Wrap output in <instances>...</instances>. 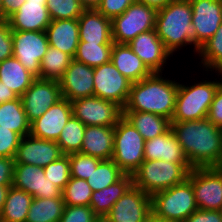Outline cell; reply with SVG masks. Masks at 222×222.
<instances>
[{
    "mask_svg": "<svg viewBox=\"0 0 222 222\" xmlns=\"http://www.w3.org/2000/svg\"><path fill=\"white\" fill-rule=\"evenodd\" d=\"M145 140L123 116L114 126L112 160L125 173L132 175L144 159Z\"/></svg>",
    "mask_w": 222,
    "mask_h": 222,
    "instance_id": "52a82bcc",
    "label": "cell"
},
{
    "mask_svg": "<svg viewBox=\"0 0 222 222\" xmlns=\"http://www.w3.org/2000/svg\"><path fill=\"white\" fill-rule=\"evenodd\" d=\"M158 10L135 1L123 14L111 20L112 40L128 44L141 33L155 29Z\"/></svg>",
    "mask_w": 222,
    "mask_h": 222,
    "instance_id": "ba28073f",
    "label": "cell"
},
{
    "mask_svg": "<svg viewBox=\"0 0 222 222\" xmlns=\"http://www.w3.org/2000/svg\"><path fill=\"white\" fill-rule=\"evenodd\" d=\"M79 39L89 43H114L111 20L96 8L85 9L78 18Z\"/></svg>",
    "mask_w": 222,
    "mask_h": 222,
    "instance_id": "7402d4cb",
    "label": "cell"
},
{
    "mask_svg": "<svg viewBox=\"0 0 222 222\" xmlns=\"http://www.w3.org/2000/svg\"><path fill=\"white\" fill-rule=\"evenodd\" d=\"M191 169L189 163L144 160L132 174L133 185L152 196L184 182Z\"/></svg>",
    "mask_w": 222,
    "mask_h": 222,
    "instance_id": "5b68a950",
    "label": "cell"
},
{
    "mask_svg": "<svg viewBox=\"0 0 222 222\" xmlns=\"http://www.w3.org/2000/svg\"><path fill=\"white\" fill-rule=\"evenodd\" d=\"M123 116L135 127L145 141L161 136L171 128V121L150 112L123 111Z\"/></svg>",
    "mask_w": 222,
    "mask_h": 222,
    "instance_id": "f1b7e54d",
    "label": "cell"
},
{
    "mask_svg": "<svg viewBox=\"0 0 222 222\" xmlns=\"http://www.w3.org/2000/svg\"><path fill=\"white\" fill-rule=\"evenodd\" d=\"M64 207L63 198H34L25 222H59Z\"/></svg>",
    "mask_w": 222,
    "mask_h": 222,
    "instance_id": "1f68e13d",
    "label": "cell"
},
{
    "mask_svg": "<svg viewBox=\"0 0 222 222\" xmlns=\"http://www.w3.org/2000/svg\"><path fill=\"white\" fill-rule=\"evenodd\" d=\"M124 175L125 173L112 159L102 160L86 181L94 192L107 188Z\"/></svg>",
    "mask_w": 222,
    "mask_h": 222,
    "instance_id": "8d00e7d4",
    "label": "cell"
},
{
    "mask_svg": "<svg viewBox=\"0 0 222 222\" xmlns=\"http://www.w3.org/2000/svg\"><path fill=\"white\" fill-rule=\"evenodd\" d=\"M85 128L86 126L73 115L69 118L56 141L63 154L80 152Z\"/></svg>",
    "mask_w": 222,
    "mask_h": 222,
    "instance_id": "d590c367",
    "label": "cell"
},
{
    "mask_svg": "<svg viewBox=\"0 0 222 222\" xmlns=\"http://www.w3.org/2000/svg\"><path fill=\"white\" fill-rule=\"evenodd\" d=\"M13 57L36 78L40 63L49 48L46 31H12Z\"/></svg>",
    "mask_w": 222,
    "mask_h": 222,
    "instance_id": "8fae6325",
    "label": "cell"
},
{
    "mask_svg": "<svg viewBox=\"0 0 222 222\" xmlns=\"http://www.w3.org/2000/svg\"><path fill=\"white\" fill-rule=\"evenodd\" d=\"M136 0H101L96 9L106 18H113L123 14Z\"/></svg>",
    "mask_w": 222,
    "mask_h": 222,
    "instance_id": "ee69618b",
    "label": "cell"
},
{
    "mask_svg": "<svg viewBox=\"0 0 222 222\" xmlns=\"http://www.w3.org/2000/svg\"><path fill=\"white\" fill-rule=\"evenodd\" d=\"M63 155L56 141L29 134L21 138L14 161L15 164H31L43 168Z\"/></svg>",
    "mask_w": 222,
    "mask_h": 222,
    "instance_id": "e0dca14e",
    "label": "cell"
},
{
    "mask_svg": "<svg viewBox=\"0 0 222 222\" xmlns=\"http://www.w3.org/2000/svg\"><path fill=\"white\" fill-rule=\"evenodd\" d=\"M184 222H222L221 211L195 210Z\"/></svg>",
    "mask_w": 222,
    "mask_h": 222,
    "instance_id": "7dc6e473",
    "label": "cell"
},
{
    "mask_svg": "<svg viewBox=\"0 0 222 222\" xmlns=\"http://www.w3.org/2000/svg\"><path fill=\"white\" fill-rule=\"evenodd\" d=\"M21 138L18 133L0 126V157L14 159Z\"/></svg>",
    "mask_w": 222,
    "mask_h": 222,
    "instance_id": "7bdbcfd3",
    "label": "cell"
},
{
    "mask_svg": "<svg viewBox=\"0 0 222 222\" xmlns=\"http://www.w3.org/2000/svg\"><path fill=\"white\" fill-rule=\"evenodd\" d=\"M152 213L171 222H184L195 210V194L192 183L184 182L151 196Z\"/></svg>",
    "mask_w": 222,
    "mask_h": 222,
    "instance_id": "8992f818",
    "label": "cell"
},
{
    "mask_svg": "<svg viewBox=\"0 0 222 222\" xmlns=\"http://www.w3.org/2000/svg\"><path fill=\"white\" fill-rule=\"evenodd\" d=\"M94 68L72 60L59 80L62 97L69 101L94 96Z\"/></svg>",
    "mask_w": 222,
    "mask_h": 222,
    "instance_id": "ffe728a7",
    "label": "cell"
},
{
    "mask_svg": "<svg viewBox=\"0 0 222 222\" xmlns=\"http://www.w3.org/2000/svg\"><path fill=\"white\" fill-rule=\"evenodd\" d=\"M133 185V177L125 174L120 180L111 184L107 188L94 191L90 200V207L94 214L100 219L109 213L114 203L122 197L128 189Z\"/></svg>",
    "mask_w": 222,
    "mask_h": 222,
    "instance_id": "4316f807",
    "label": "cell"
},
{
    "mask_svg": "<svg viewBox=\"0 0 222 222\" xmlns=\"http://www.w3.org/2000/svg\"><path fill=\"white\" fill-rule=\"evenodd\" d=\"M90 206L65 205L59 222H99Z\"/></svg>",
    "mask_w": 222,
    "mask_h": 222,
    "instance_id": "b9f144b4",
    "label": "cell"
},
{
    "mask_svg": "<svg viewBox=\"0 0 222 222\" xmlns=\"http://www.w3.org/2000/svg\"><path fill=\"white\" fill-rule=\"evenodd\" d=\"M152 213L151 196L132 185L112 206L103 222H145Z\"/></svg>",
    "mask_w": 222,
    "mask_h": 222,
    "instance_id": "4fadbf2b",
    "label": "cell"
},
{
    "mask_svg": "<svg viewBox=\"0 0 222 222\" xmlns=\"http://www.w3.org/2000/svg\"><path fill=\"white\" fill-rule=\"evenodd\" d=\"M24 3L25 0H2V20H7Z\"/></svg>",
    "mask_w": 222,
    "mask_h": 222,
    "instance_id": "681fc988",
    "label": "cell"
},
{
    "mask_svg": "<svg viewBox=\"0 0 222 222\" xmlns=\"http://www.w3.org/2000/svg\"><path fill=\"white\" fill-rule=\"evenodd\" d=\"M193 186L198 209L222 208V167L192 168L187 178Z\"/></svg>",
    "mask_w": 222,
    "mask_h": 222,
    "instance_id": "9c48e42d",
    "label": "cell"
},
{
    "mask_svg": "<svg viewBox=\"0 0 222 222\" xmlns=\"http://www.w3.org/2000/svg\"><path fill=\"white\" fill-rule=\"evenodd\" d=\"M93 190L86 180L71 177L62 190L65 205L89 206Z\"/></svg>",
    "mask_w": 222,
    "mask_h": 222,
    "instance_id": "74e56055",
    "label": "cell"
},
{
    "mask_svg": "<svg viewBox=\"0 0 222 222\" xmlns=\"http://www.w3.org/2000/svg\"><path fill=\"white\" fill-rule=\"evenodd\" d=\"M137 2L146 4L147 6L153 7L156 10L164 8L169 2L173 0H136Z\"/></svg>",
    "mask_w": 222,
    "mask_h": 222,
    "instance_id": "816d5d0a",
    "label": "cell"
},
{
    "mask_svg": "<svg viewBox=\"0 0 222 222\" xmlns=\"http://www.w3.org/2000/svg\"><path fill=\"white\" fill-rule=\"evenodd\" d=\"M59 81L36 78L21 96L29 122L40 118L52 105L62 99Z\"/></svg>",
    "mask_w": 222,
    "mask_h": 222,
    "instance_id": "9a60e30c",
    "label": "cell"
},
{
    "mask_svg": "<svg viewBox=\"0 0 222 222\" xmlns=\"http://www.w3.org/2000/svg\"><path fill=\"white\" fill-rule=\"evenodd\" d=\"M12 186L34 198H63L62 190L46 178L44 169L31 164H15Z\"/></svg>",
    "mask_w": 222,
    "mask_h": 222,
    "instance_id": "2e32d148",
    "label": "cell"
},
{
    "mask_svg": "<svg viewBox=\"0 0 222 222\" xmlns=\"http://www.w3.org/2000/svg\"><path fill=\"white\" fill-rule=\"evenodd\" d=\"M19 98L17 94H15L10 88H7L3 85L2 81H0V101L1 103L7 102L10 100H16Z\"/></svg>",
    "mask_w": 222,
    "mask_h": 222,
    "instance_id": "f907efd6",
    "label": "cell"
},
{
    "mask_svg": "<svg viewBox=\"0 0 222 222\" xmlns=\"http://www.w3.org/2000/svg\"><path fill=\"white\" fill-rule=\"evenodd\" d=\"M0 20H2V0H0Z\"/></svg>",
    "mask_w": 222,
    "mask_h": 222,
    "instance_id": "6f0895ef",
    "label": "cell"
},
{
    "mask_svg": "<svg viewBox=\"0 0 222 222\" xmlns=\"http://www.w3.org/2000/svg\"><path fill=\"white\" fill-rule=\"evenodd\" d=\"M13 56L12 29L8 20H0V62Z\"/></svg>",
    "mask_w": 222,
    "mask_h": 222,
    "instance_id": "f6af8a7d",
    "label": "cell"
},
{
    "mask_svg": "<svg viewBox=\"0 0 222 222\" xmlns=\"http://www.w3.org/2000/svg\"><path fill=\"white\" fill-rule=\"evenodd\" d=\"M10 187L11 186H2V185H0V214L3 210L4 203H5V200L7 198L8 191H9Z\"/></svg>",
    "mask_w": 222,
    "mask_h": 222,
    "instance_id": "f5cc1de1",
    "label": "cell"
},
{
    "mask_svg": "<svg viewBox=\"0 0 222 222\" xmlns=\"http://www.w3.org/2000/svg\"><path fill=\"white\" fill-rule=\"evenodd\" d=\"M51 20L78 19L86 9L79 0H47Z\"/></svg>",
    "mask_w": 222,
    "mask_h": 222,
    "instance_id": "f35d334b",
    "label": "cell"
},
{
    "mask_svg": "<svg viewBox=\"0 0 222 222\" xmlns=\"http://www.w3.org/2000/svg\"><path fill=\"white\" fill-rule=\"evenodd\" d=\"M111 62L130 81L138 82L153 72L145 63L132 51L128 44H113Z\"/></svg>",
    "mask_w": 222,
    "mask_h": 222,
    "instance_id": "484cf974",
    "label": "cell"
},
{
    "mask_svg": "<svg viewBox=\"0 0 222 222\" xmlns=\"http://www.w3.org/2000/svg\"><path fill=\"white\" fill-rule=\"evenodd\" d=\"M144 159L189 163L171 128L161 136L145 141Z\"/></svg>",
    "mask_w": 222,
    "mask_h": 222,
    "instance_id": "cb8c5ba5",
    "label": "cell"
},
{
    "mask_svg": "<svg viewBox=\"0 0 222 222\" xmlns=\"http://www.w3.org/2000/svg\"><path fill=\"white\" fill-rule=\"evenodd\" d=\"M69 161L71 177L86 180L102 160L78 152L69 154Z\"/></svg>",
    "mask_w": 222,
    "mask_h": 222,
    "instance_id": "60d3db41",
    "label": "cell"
},
{
    "mask_svg": "<svg viewBox=\"0 0 222 222\" xmlns=\"http://www.w3.org/2000/svg\"><path fill=\"white\" fill-rule=\"evenodd\" d=\"M33 199L29 193L11 186L0 214V221L25 222Z\"/></svg>",
    "mask_w": 222,
    "mask_h": 222,
    "instance_id": "4dcf8cb0",
    "label": "cell"
},
{
    "mask_svg": "<svg viewBox=\"0 0 222 222\" xmlns=\"http://www.w3.org/2000/svg\"><path fill=\"white\" fill-rule=\"evenodd\" d=\"M114 43H89L79 41L74 60L92 68L111 61Z\"/></svg>",
    "mask_w": 222,
    "mask_h": 222,
    "instance_id": "e575fe53",
    "label": "cell"
},
{
    "mask_svg": "<svg viewBox=\"0 0 222 222\" xmlns=\"http://www.w3.org/2000/svg\"><path fill=\"white\" fill-rule=\"evenodd\" d=\"M71 101L60 99L40 118L30 123V135L44 140L57 141L65 124L72 116Z\"/></svg>",
    "mask_w": 222,
    "mask_h": 222,
    "instance_id": "d6986e66",
    "label": "cell"
},
{
    "mask_svg": "<svg viewBox=\"0 0 222 222\" xmlns=\"http://www.w3.org/2000/svg\"><path fill=\"white\" fill-rule=\"evenodd\" d=\"M72 114L85 126L114 127L123 117V108L97 96L71 101Z\"/></svg>",
    "mask_w": 222,
    "mask_h": 222,
    "instance_id": "30bf717a",
    "label": "cell"
},
{
    "mask_svg": "<svg viewBox=\"0 0 222 222\" xmlns=\"http://www.w3.org/2000/svg\"><path fill=\"white\" fill-rule=\"evenodd\" d=\"M43 169L46 178L63 190L71 178L69 155L64 154Z\"/></svg>",
    "mask_w": 222,
    "mask_h": 222,
    "instance_id": "ab89813d",
    "label": "cell"
},
{
    "mask_svg": "<svg viewBox=\"0 0 222 222\" xmlns=\"http://www.w3.org/2000/svg\"><path fill=\"white\" fill-rule=\"evenodd\" d=\"M207 118L222 129V82L216 90Z\"/></svg>",
    "mask_w": 222,
    "mask_h": 222,
    "instance_id": "bcb514c9",
    "label": "cell"
},
{
    "mask_svg": "<svg viewBox=\"0 0 222 222\" xmlns=\"http://www.w3.org/2000/svg\"><path fill=\"white\" fill-rule=\"evenodd\" d=\"M128 45L152 72L163 73L169 60L173 58L155 29L139 34Z\"/></svg>",
    "mask_w": 222,
    "mask_h": 222,
    "instance_id": "ac0fdd59",
    "label": "cell"
},
{
    "mask_svg": "<svg viewBox=\"0 0 222 222\" xmlns=\"http://www.w3.org/2000/svg\"><path fill=\"white\" fill-rule=\"evenodd\" d=\"M198 66L203 71L222 72V23L215 34L205 42L197 53Z\"/></svg>",
    "mask_w": 222,
    "mask_h": 222,
    "instance_id": "d6a6232c",
    "label": "cell"
},
{
    "mask_svg": "<svg viewBox=\"0 0 222 222\" xmlns=\"http://www.w3.org/2000/svg\"><path fill=\"white\" fill-rule=\"evenodd\" d=\"M15 161L13 158L0 157V185L12 186Z\"/></svg>",
    "mask_w": 222,
    "mask_h": 222,
    "instance_id": "c3c4849f",
    "label": "cell"
},
{
    "mask_svg": "<svg viewBox=\"0 0 222 222\" xmlns=\"http://www.w3.org/2000/svg\"><path fill=\"white\" fill-rule=\"evenodd\" d=\"M208 76L216 74L218 79L204 80L200 79L199 82L186 84L178 82V91L176 95L175 109L171 119V122H184L192 120L204 119L208 116L211 103L213 101L216 90L222 82V72H206ZM211 73V74H210ZM220 76V78H219ZM181 83V84H180ZM191 84V85H190Z\"/></svg>",
    "mask_w": 222,
    "mask_h": 222,
    "instance_id": "277c9868",
    "label": "cell"
},
{
    "mask_svg": "<svg viewBox=\"0 0 222 222\" xmlns=\"http://www.w3.org/2000/svg\"><path fill=\"white\" fill-rule=\"evenodd\" d=\"M0 126L18 133L21 137L29 135L30 122L21 97L0 104Z\"/></svg>",
    "mask_w": 222,
    "mask_h": 222,
    "instance_id": "f546056e",
    "label": "cell"
},
{
    "mask_svg": "<svg viewBox=\"0 0 222 222\" xmlns=\"http://www.w3.org/2000/svg\"><path fill=\"white\" fill-rule=\"evenodd\" d=\"M171 129L192 168L222 167V129L207 117L171 122Z\"/></svg>",
    "mask_w": 222,
    "mask_h": 222,
    "instance_id": "6da1fadb",
    "label": "cell"
},
{
    "mask_svg": "<svg viewBox=\"0 0 222 222\" xmlns=\"http://www.w3.org/2000/svg\"><path fill=\"white\" fill-rule=\"evenodd\" d=\"M72 60L70 55L49 46L40 63L39 79L59 81Z\"/></svg>",
    "mask_w": 222,
    "mask_h": 222,
    "instance_id": "836d02e7",
    "label": "cell"
},
{
    "mask_svg": "<svg viewBox=\"0 0 222 222\" xmlns=\"http://www.w3.org/2000/svg\"><path fill=\"white\" fill-rule=\"evenodd\" d=\"M114 150V127L86 126L79 153L109 160Z\"/></svg>",
    "mask_w": 222,
    "mask_h": 222,
    "instance_id": "d4e9b609",
    "label": "cell"
},
{
    "mask_svg": "<svg viewBox=\"0 0 222 222\" xmlns=\"http://www.w3.org/2000/svg\"><path fill=\"white\" fill-rule=\"evenodd\" d=\"M153 72L146 78L133 82L123 111L150 112L171 121L178 91V81Z\"/></svg>",
    "mask_w": 222,
    "mask_h": 222,
    "instance_id": "7a4b0ae2",
    "label": "cell"
},
{
    "mask_svg": "<svg viewBox=\"0 0 222 222\" xmlns=\"http://www.w3.org/2000/svg\"><path fill=\"white\" fill-rule=\"evenodd\" d=\"M46 34L49 46L75 56L80 41L78 19L51 20Z\"/></svg>",
    "mask_w": 222,
    "mask_h": 222,
    "instance_id": "603a6c76",
    "label": "cell"
},
{
    "mask_svg": "<svg viewBox=\"0 0 222 222\" xmlns=\"http://www.w3.org/2000/svg\"><path fill=\"white\" fill-rule=\"evenodd\" d=\"M145 222H171V221H168L166 219H162V218H159L157 216H155L153 213H151Z\"/></svg>",
    "mask_w": 222,
    "mask_h": 222,
    "instance_id": "11a10c76",
    "label": "cell"
},
{
    "mask_svg": "<svg viewBox=\"0 0 222 222\" xmlns=\"http://www.w3.org/2000/svg\"><path fill=\"white\" fill-rule=\"evenodd\" d=\"M7 20L12 31H46L51 22L46 2H25Z\"/></svg>",
    "mask_w": 222,
    "mask_h": 222,
    "instance_id": "44dd1931",
    "label": "cell"
},
{
    "mask_svg": "<svg viewBox=\"0 0 222 222\" xmlns=\"http://www.w3.org/2000/svg\"><path fill=\"white\" fill-rule=\"evenodd\" d=\"M47 0H25V2H46Z\"/></svg>",
    "mask_w": 222,
    "mask_h": 222,
    "instance_id": "9f6ffc18",
    "label": "cell"
},
{
    "mask_svg": "<svg viewBox=\"0 0 222 222\" xmlns=\"http://www.w3.org/2000/svg\"><path fill=\"white\" fill-rule=\"evenodd\" d=\"M79 1L86 9L96 8L101 2V0H79Z\"/></svg>",
    "mask_w": 222,
    "mask_h": 222,
    "instance_id": "db71d44e",
    "label": "cell"
},
{
    "mask_svg": "<svg viewBox=\"0 0 222 222\" xmlns=\"http://www.w3.org/2000/svg\"><path fill=\"white\" fill-rule=\"evenodd\" d=\"M36 77L15 57L0 62V81L21 97Z\"/></svg>",
    "mask_w": 222,
    "mask_h": 222,
    "instance_id": "83f0119b",
    "label": "cell"
},
{
    "mask_svg": "<svg viewBox=\"0 0 222 222\" xmlns=\"http://www.w3.org/2000/svg\"><path fill=\"white\" fill-rule=\"evenodd\" d=\"M155 30L172 56L184 47L187 49L188 45L193 49V56H197L199 49L193 42L192 7L189 0H173L159 9Z\"/></svg>",
    "mask_w": 222,
    "mask_h": 222,
    "instance_id": "3957f363",
    "label": "cell"
},
{
    "mask_svg": "<svg viewBox=\"0 0 222 222\" xmlns=\"http://www.w3.org/2000/svg\"><path fill=\"white\" fill-rule=\"evenodd\" d=\"M194 45L199 49L222 23V0H189Z\"/></svg>",
    "mask_w": 222,
    "mask_h": 222,
    "instance_id": "5bb4252c",
    "label": "cell"
},
{
    "mask_svg": "<svg viewBox=\"0 0 222 222\" xmlns=\"http://www.w3.org/2000/svg\"><path fill=\"white\" fill-rule=\"evenodd\" d=\"M94 96L115 102L124 108L132 81L123 76L111 61L94 68Z\"/></svg>",
    "mask_w": 222,
    "mask_h": 222,
    "instance_id": "7c38bea8",
    "label": "cell"
}]
</instances>
